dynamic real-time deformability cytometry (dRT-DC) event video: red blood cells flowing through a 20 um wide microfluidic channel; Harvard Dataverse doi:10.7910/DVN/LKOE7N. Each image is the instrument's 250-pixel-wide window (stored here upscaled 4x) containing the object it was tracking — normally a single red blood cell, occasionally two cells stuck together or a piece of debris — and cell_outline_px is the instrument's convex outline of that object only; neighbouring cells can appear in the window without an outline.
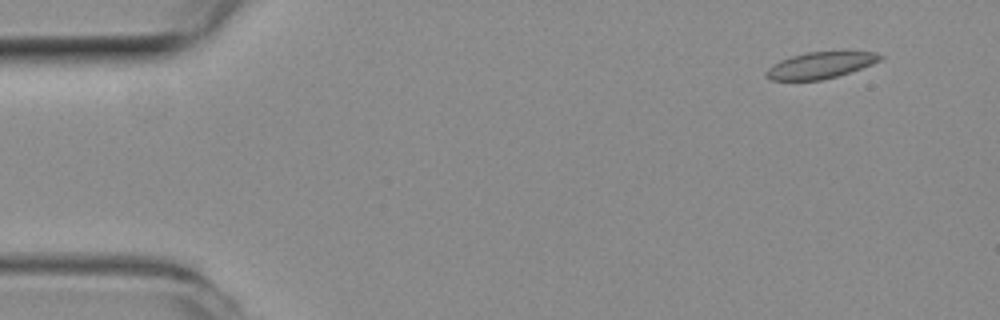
{"species": "common noctule bat (a hibernating species)", "species_latin": "Nyctalus noctula", "temperature_condition": "room temperature", "stored_images_in_passage": 53, "camera_frame_rate_fps": 3000, "um_per_image_px": 0.085, "animal": {"sex": "female", "body_mass_g": 19.3, "forearm_length_mm": 54.1}, "frame": {"image": 1, "passage_image": 5, "time_ms": 1.333, "image_size_px": [1000, 320], "cell_outline_px": [[884, 56], [880, 60], [872, 64], [836, 76], [820, 80], [772, 80], [764, 76], [764, 72], [772, 64], [780, 60], [792, 56], [808, 52], [872, 52]], "centroid_in_image_um": [69.66, 5.55], "position_along_channel_um": 15.3, "area_um2": 17.22}}
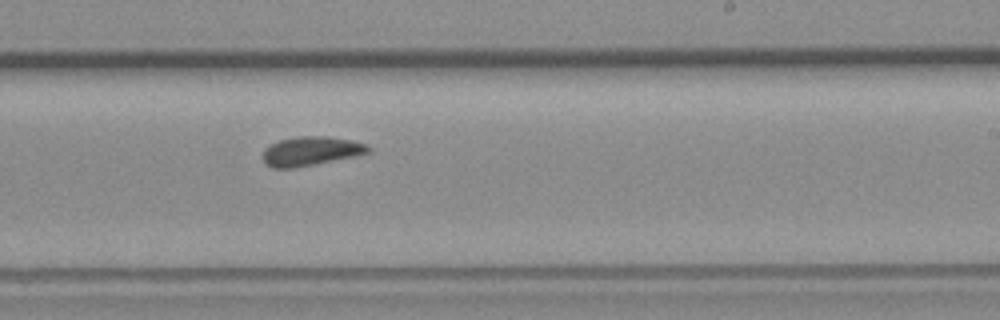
{"frame": {"image": 2, "passage_image": 32, "time_ms": 10.333, "image_size_px": [1000, 320], "cell_outline_px": [[372, 152], [356, 156], [292, 168], [272, 168], [264, 160], [264, 148], [280, 140], [296, 136], [328, 136], [352, 140], [368, 144], [372, 148]], "centroid_in_image_um": [26.5, 12.83], "position_along_channel_um": 262.5, "area_um2": 17.86}}
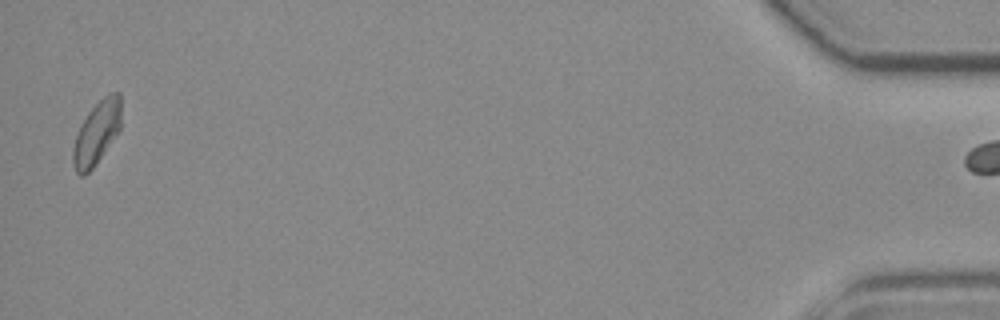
{"frame": {"image": 3, "passage_image": 52, "time_ms": 17.0, "image_size_px": [1000, 320], "cell_outline_px": [[120, 128], [96, 164], [84, 176], [80, 176], [76, 172], [72, 160], [72, 152], [76, 136], [88, 112], [104, 96], [112, 92], [120, 92]], "centroid_in_image_um": [8.21, 11.31], "position_along_channel_um": 427.0, "area_um2": 17.28}, "authors_computed_cell_mechanics": {"area_um2": 17.4556, "velocity_mm_per_s": 3.93, "shape_relaxation_time_tau1_ms": null, "shape_relaxation_time_tau2_ms": 2.7751, "deformation_change_tau1": null, "deformation_change_tau2": 0.0874}}